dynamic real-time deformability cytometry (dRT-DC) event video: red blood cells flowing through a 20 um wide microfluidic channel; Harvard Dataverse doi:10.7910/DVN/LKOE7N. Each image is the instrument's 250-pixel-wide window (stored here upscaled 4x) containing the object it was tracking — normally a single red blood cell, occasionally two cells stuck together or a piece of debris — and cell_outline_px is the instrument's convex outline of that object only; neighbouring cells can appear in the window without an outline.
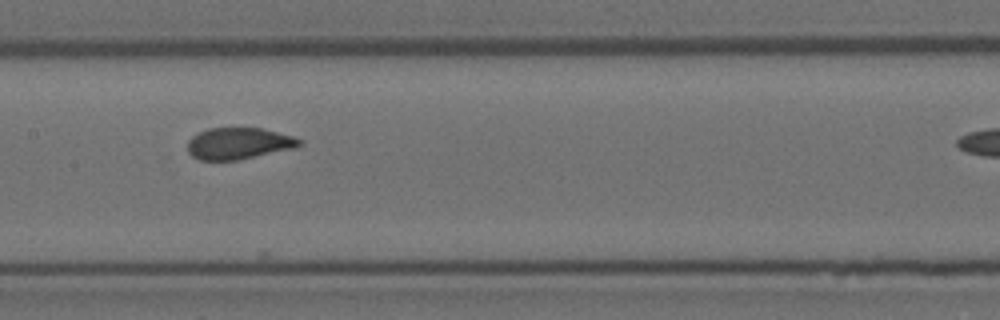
{"species": "Egyptian fruit bat (a non-hibernating species)", "species_latin": "Rousettus aegyptiacus", "temperature_condition": "room temperature", "stored_images_in_passage": 11, "camera_frame_rate_fps": 3000, "um_per_image_px": 0.085, "animal": {"sex": "female"}, "frame": {"image": 1, "passage_image": 10, "time_ms": 3.0, "image_size_px": [1000, 320], "cell_outline_px": [[300, 144], [292, 148], [236, 160], [200, 160], [192, 156], [188, 152], [188, 140], [192, 136], [208, 128], [260, 128], [292, 136], [300, 140]], "centroid_in_image_um": [20.21, 12.19], "position_along_channel_um": 187.2, "area_um2": 20.11}}